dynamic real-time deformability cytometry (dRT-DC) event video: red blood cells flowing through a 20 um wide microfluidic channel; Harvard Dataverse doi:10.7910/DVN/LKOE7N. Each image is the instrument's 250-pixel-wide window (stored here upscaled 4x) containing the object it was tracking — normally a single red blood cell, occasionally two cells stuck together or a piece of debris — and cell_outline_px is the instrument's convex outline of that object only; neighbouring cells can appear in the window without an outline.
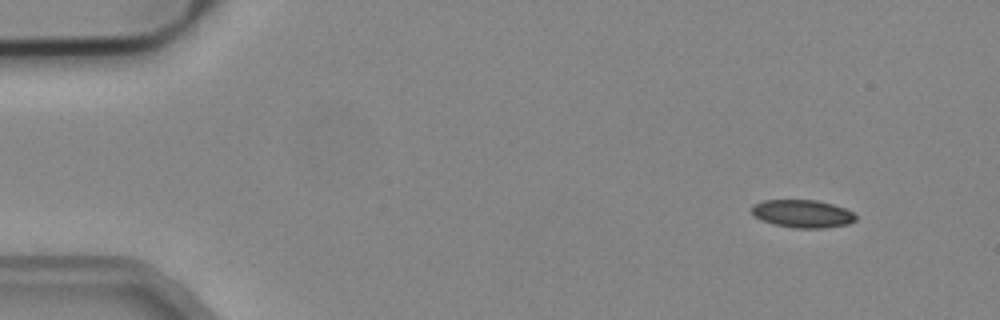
{"species": "common noctule bat (a hibernating species)", "species_latin": "Nyctalus noctula", "temperature_condition": "cold", "stored_images_in_passage": 4, "camera_frame_rate_fps": 3000, "um_per_image_px": 0.085, "animal": {"sex": "male", "body_mass_g": 19.2, "forearm_length_mm": 51.8}, "frame": {"image": 1, "passage_image": 1, "time_ms": 0.0, "image_size_px": [1000, 320], "cell_outline_px": [[856, 220], [848, 224], [824, 228], [792, 228], [772, 224], [760, 220], [752, 216], [752, 204], [764, 200], [816, 200], [832, 204], [844, 208], [852, 212], [856, 216]], "centroid_in_image_um": [68.17, 18.17], "position_along_channel_um": 16.8, "area_um2": 17.05}}
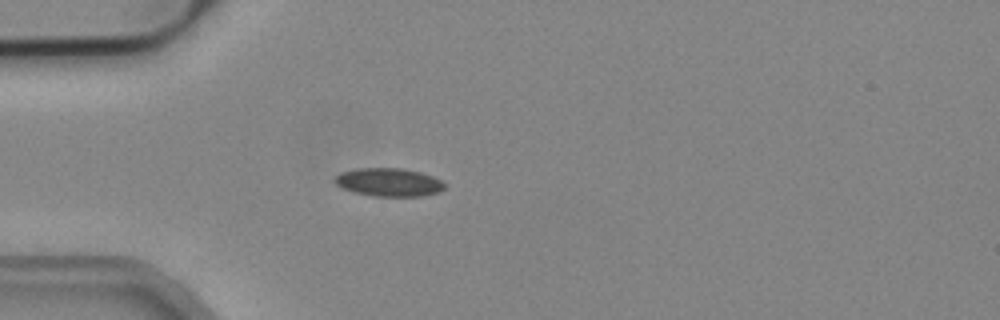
{"frame": {"image": 2, "passage_image": 4, "time_ms": 1.0, "image_size_px": [1000, 320], "cell_outline_px": [[444, 188], [440, 192], [420, 196], [372, 196], [352, 192], [336, 184], [332, 180], [340, 172], [356, 168], [404, 168], [420, 172], [432, 176], [440, 180], [444, 184]], "centroid_in_image_um": [33.02, 15.48], "position_along_channel_um": 52.0, "area_um2": 18.15}}